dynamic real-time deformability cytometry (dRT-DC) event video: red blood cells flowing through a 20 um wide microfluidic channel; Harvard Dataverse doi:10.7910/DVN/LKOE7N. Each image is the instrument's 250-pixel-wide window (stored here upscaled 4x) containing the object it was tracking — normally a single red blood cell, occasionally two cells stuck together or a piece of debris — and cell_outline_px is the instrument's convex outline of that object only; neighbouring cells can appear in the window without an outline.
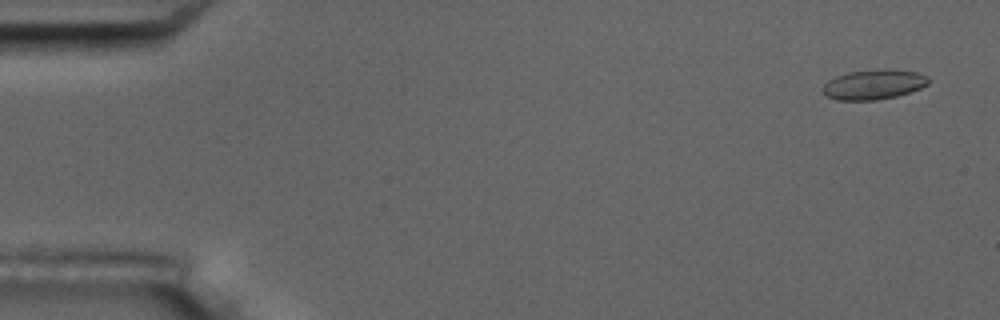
{"species": "common noctule bat (a hibernating species)", "species_latin": "Nyctalus noctula", "temperature_condition": "room temperature", "stored_images_in_passage": 5, "camera_frame_rate_fps": 3000, "um_per_image_px": 0.085, "animal": {"sex": "male", "body_mass_g": 17.5, "forearm_length_mm": 52.3}, "frame": {"image": 1, "passage_image": 1, "time_ms": 0.0, "image_size_px": [1000, 320], "cell_outline_px": [[928, 84], [920, 88], [896, 96], [876, 100], [836, 100], [824, 96], [820, 88], [828, 80], [836, 76], [848, 72], [884, 68], [888, 68], [916, 72], [928, 76]], "centroid_in_image_um": [74.21, 7.17], "position_along_channel_um": 10.8, "area_um2": 18.61}}
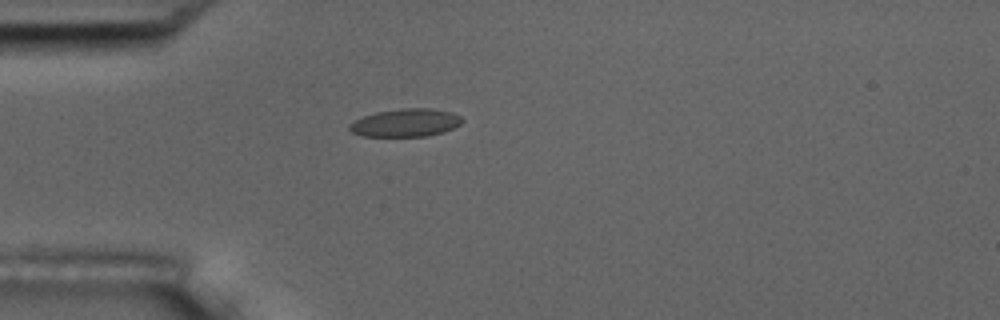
{"frame": {"image": 2, "passage_image": 4, "time_ms": 4.333, "image_size_px": [1000, 320], "cell_outline_px": [[464, 120], [460, 124], [444, 132], [428, 136], [360, 136], [352, 132], [348, 128], [348, 124], [364, 116], [376, 112], [404, 108], [428, 108], [452, 112], [460, 116]], "centroid_in_image_um": [34.48, 10.44], "position_along_channel_um": 50.5, "area_um2": 18.32}}